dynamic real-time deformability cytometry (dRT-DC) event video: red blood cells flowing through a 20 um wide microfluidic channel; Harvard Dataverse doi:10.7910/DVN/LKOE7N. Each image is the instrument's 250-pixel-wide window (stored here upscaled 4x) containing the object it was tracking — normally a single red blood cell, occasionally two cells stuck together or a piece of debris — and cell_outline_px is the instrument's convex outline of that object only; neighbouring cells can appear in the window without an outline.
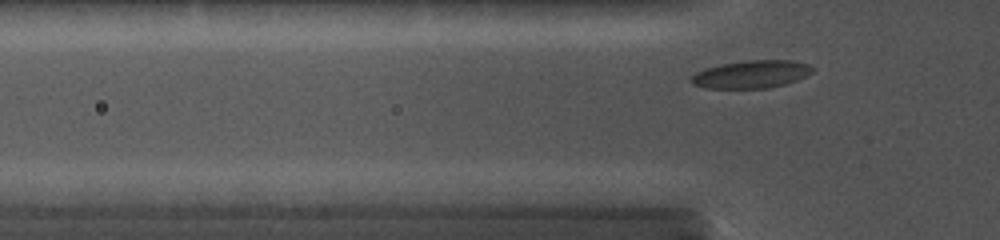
{"species": "common noctule bat (a hibernating species)", "species_latin": "Nyctalus noctula", "temperature_condition": "cold", "stored_images_in_passage": 47, "camera_frame_rate_fps": 5000, "um_per_image_px": 0.085, "animal": {"sex": "female", "body_mass_g": 19.0, "forearm_length_mm": 56.7}, "frame": {"image": 1, "passage_image": 7, "time_ms": 1.4, "image_size_px": [1000, 240], "cell_outline_px": [[816, 68], [812, 72], [796, 80], [784, 84], [768, 88], [704, 88], [692, 84], [688, 80], [696, 72], [704, 68], [720, 64], [744, 60], [792, 60], [808, 64]], "centroid_in_image_um": [63.83, 6.3], "position_along_channel_um": 62.0, "area_um2": 19.77}}
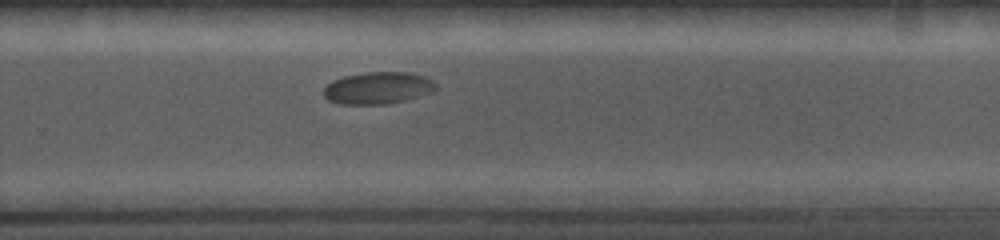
{"frame": {"image": 2, "passage_image": 34, "time_ms": 7.6, "image_size_px": [1000, 240], "cell_outline_px": [[436, 88], [432, 92], [408, 100], [388, 104], [340, 104], [328, 100], [324, 96], [324, 88], [332, 80], [344, 76], [364, 72], [412, 72], [424, 76], [432, 80], [436, 84]], "centroid_in_image_um": [32.14, 7.48], "position_along_channel_um": 297.7, "area_um2": 21.15}}
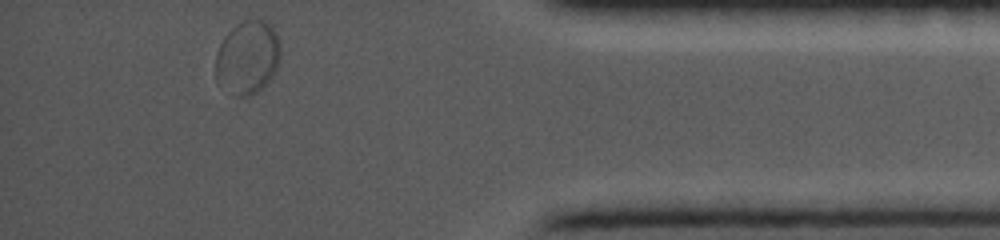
{"frame": {"image": 3, "passage_image": 47, "time_ms": 11.2, "image_size_px": [1000, 240], "cell_outline_px": [[280, 60], [272, 76], [256, 92], [248, 96], [236, 96], [216, 84], [216, 52], [224, 36], [236, 24], [244, 20], [264, 20], [272, 24], [280, 40]], "centroid_in_image_um": [21.04, 4.86], "position_along_channel_um": 414.2, "area_um2": 27.98}}